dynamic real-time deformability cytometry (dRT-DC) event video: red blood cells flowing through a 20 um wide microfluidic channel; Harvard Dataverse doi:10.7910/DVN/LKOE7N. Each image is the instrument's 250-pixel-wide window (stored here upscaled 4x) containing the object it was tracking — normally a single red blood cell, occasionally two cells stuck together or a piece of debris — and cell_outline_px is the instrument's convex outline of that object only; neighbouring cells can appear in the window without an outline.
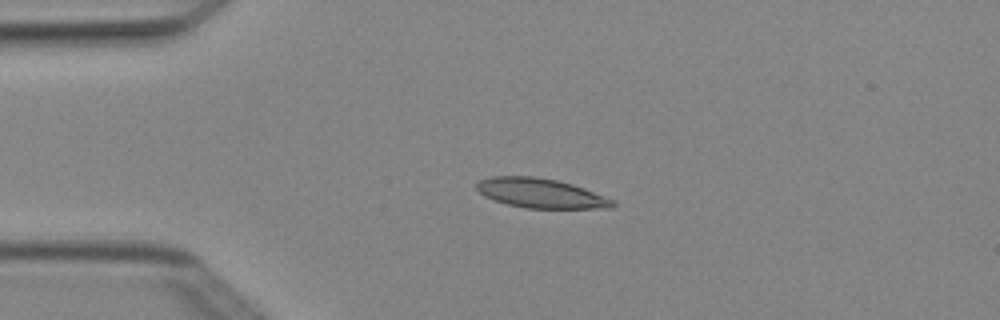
{"species": "Egyptian fruit bat (a non-hibernating species)", "species_latin": "Rousettus aegyptiacus", "temperature_condition": "cold", "stored_images_in_passage": 2, "camera_frame_rate_fps": 3000, "um_per_image_px": 0.085, "animal": {"sex": "female"}, "frame": {"image": 1, "passage_image": 1, "time_ms": 0.0, "image_size_px": [1000, 320], "cell_outline_px": [[616, 204], [612, 208], [524, 208], [508, 204], [484, 196], [476, 188], [476, 184], [480, 180], [492, 176], [532, 176], [556, 180], [572, 184], [584, 188], [616, 200]], "centroid_in_image_um": [45.99, 16.42], "position_along_channel_um": 39.0, "area_um2": 23.35}}